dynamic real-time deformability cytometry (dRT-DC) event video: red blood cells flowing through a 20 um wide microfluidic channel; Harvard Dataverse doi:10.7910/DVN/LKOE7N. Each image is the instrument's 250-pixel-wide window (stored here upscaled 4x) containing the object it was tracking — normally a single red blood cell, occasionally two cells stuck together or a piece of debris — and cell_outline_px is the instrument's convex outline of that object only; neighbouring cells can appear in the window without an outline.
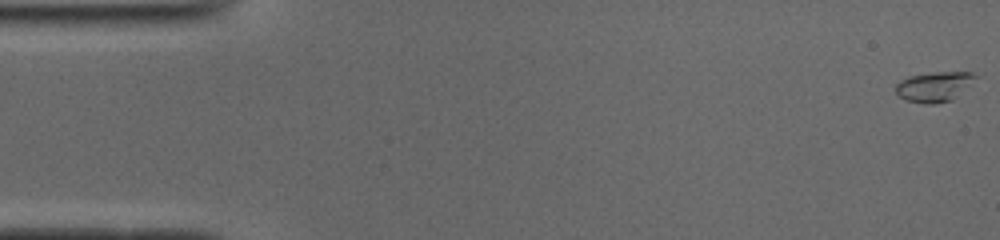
{"species": "common noctule bat (a hibernating species)", "species_latin": "Nyctalus noctula", "temperature_condition": "cold", "stored_images_in_passage": 48, "camera_frame_rate_fps": 3000, "um_per_image_px": 0.085, "animal": {"sex": "male", "body_mass_g": 19.0, "forearm_length_mm": 50.8}, "frame": {"image": 1, "passage_image": 1, "time_ms": 0.0, "image_size_px": [1000, 240], "cell_outline_px": [[976, 76], [952, 100], [936, 104], [924, 104], [904, 100], [896, 92], [896, 84], [900, 80], [908, 76], [936, 72], [972, 72]], "centroid_in_image_um": [79.33, 7.38], "position_along_channel_um": 5.7, "area_um2": 13.64}}
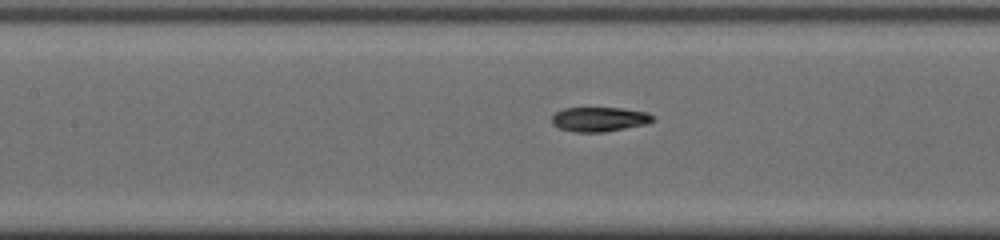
{"frame": {"image": 2, "passage_image": 23, "time_ms": 7.333, "image_size_px": [1000, 240], "cell_outline_px": [[656, 120], [648, 124], [604, 132], [576, 132], [560, 128], [552, 124], [552, 116], [556, 112], [564, 108], [620, 108], [648, 112]], "centroid_in_image_um": [50.98, 10.14], "position_along_channel_um": 156.4, "area_um2": 14.45}}
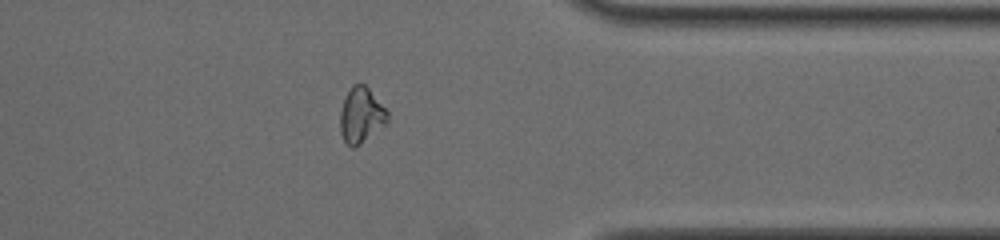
{"frame": {"image": 3, "passage_image": 41, "time_ms": 13.333, "image_size_px": [1000, 240], "cell_outline_px": [[388, 120], [384, 124], [352, 148], [344, 140], [340, 132], [340, 112], [344, 100], [352, 84], [364, 84], [368, 88], [388, 112]], "centroid_in_image_um": [30.67, 9.76], "position_along_channel_um": 380.7, "area_um2": 14.62}, "authors_computed_cell_mechanics": {"area_um2": 14.2477, "velocity_mm_per_s": 3.9434, "shape_relaxation_time_tau1_ms": null, "shape_relaxation_time_tau2_ms": 4.6308, "deformation_change_tau1": null, "deformation_change_tau2": 0.095}}